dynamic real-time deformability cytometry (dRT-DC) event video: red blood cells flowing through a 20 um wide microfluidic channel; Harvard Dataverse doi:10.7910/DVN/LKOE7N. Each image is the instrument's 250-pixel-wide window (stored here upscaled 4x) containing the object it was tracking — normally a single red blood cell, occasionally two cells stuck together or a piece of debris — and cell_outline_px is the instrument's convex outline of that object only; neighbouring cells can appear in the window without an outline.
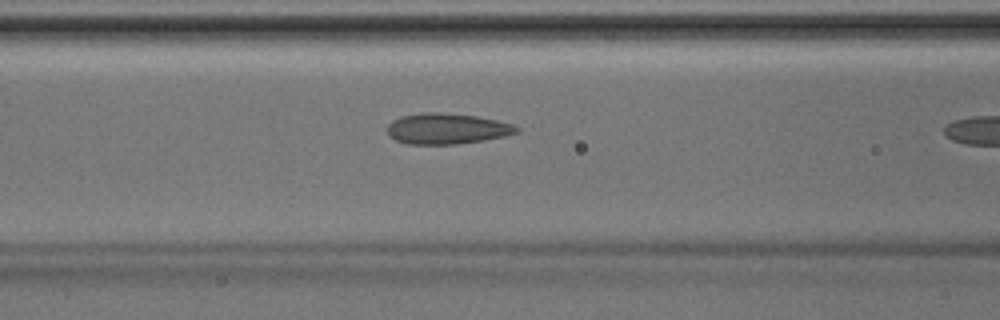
{"species": "Egyptian fruit bat (a non-hibernating species)", "species_latin": "Rousettus aegyptiacus", "temperature_condition": "room temperature", "stored_images_in_passage": 32, "camera_frame_rate_fps": 3000, "um_per_image_px": 0.085, "animal": {"sex": "male"}, "frame": {"image": 1, "passage_image": 14, "time_ms": 4.333, "image_size_px": [1000, 320], "cell_outline_px": [[520, 132], [504, 136], [484, 140], [456, 144], [408, 144], [396, 140], [388, 136], [388, 124], [392, 120], [400, 116], [424, 112], [440, 112], [476, 116], [496, 120], [512, 124], [520, 128]], "centroid_in_image_um": [37.97, 10.93], "position_along_channel_um": 128.6, "area_um2": 23.24}}